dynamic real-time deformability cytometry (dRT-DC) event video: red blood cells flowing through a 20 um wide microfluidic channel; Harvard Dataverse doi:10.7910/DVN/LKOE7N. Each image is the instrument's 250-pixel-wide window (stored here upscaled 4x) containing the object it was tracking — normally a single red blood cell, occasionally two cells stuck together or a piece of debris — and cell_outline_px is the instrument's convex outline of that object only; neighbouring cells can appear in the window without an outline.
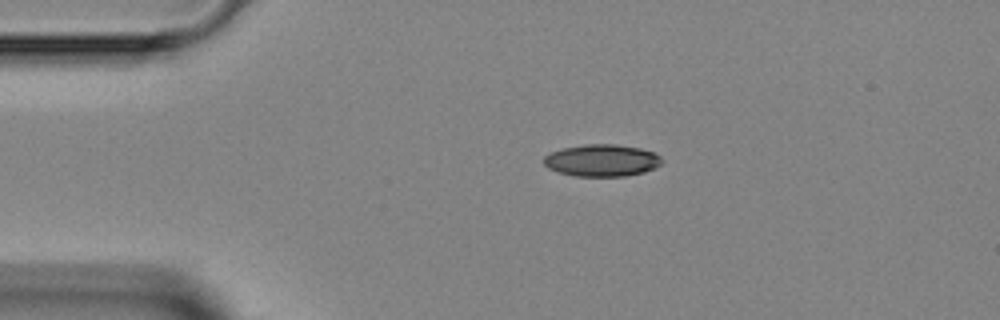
{"species": "Egyptian fruit bat (a non-hibernating species)", "species_latin": "Rousettus aegyptiacus", "temperature_condition": "room temperature", "stored_images_in_passage": 2, "camera_frame_rate_fps": 3000, "um_per_image_px": 0.085, "animal": {"sex": "female"}, "frame": {"image": 1, "passage_image": 1, "time_ms": 0.0, "image_size_px": [1000, 320], "cell_outline_px": [[664, 160], [660, 164], [644, 172], [624, 176], [576, 176], [556, 172], [548, 168], [544, 164], [544, 156], [552, 152], [564, 148], [584, 144], [616, 144], [640, 148], [652, 152], [660, 156]], "centroid_in_image_um": [51.14, 13.63], "position_along_channel_um": 33.9, "area_um2": 21.96}}